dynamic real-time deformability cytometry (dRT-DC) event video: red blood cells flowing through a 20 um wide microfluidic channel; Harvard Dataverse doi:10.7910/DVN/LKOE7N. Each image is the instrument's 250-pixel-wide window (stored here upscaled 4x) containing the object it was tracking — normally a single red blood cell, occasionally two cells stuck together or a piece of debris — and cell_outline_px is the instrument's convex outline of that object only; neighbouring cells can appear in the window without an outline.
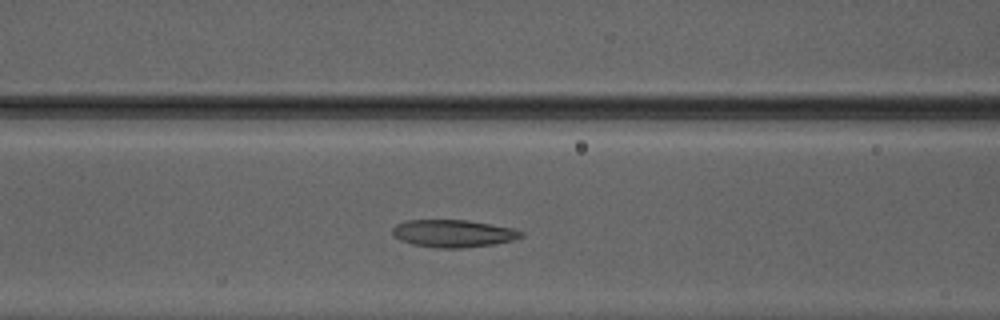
{"species": "Egyptian fruit bat (a non-hibernating species)", "species_latin": "Rousettus aegyptiacus", "temperature_condition": "warm", "stored_images_in_passage": 33, "camera_frame_rate_fps": 3000, "um_per_image_px": 0.085, "animal": {"sex": "male"}, "frame": {"image": 1, "passage_image": 12, "time_ms": 3.667, "image_size_px": [1000, 320], "cell_outline_px": [[524, 236], [512, 240], [496, 244], [460, 248], [436, 248], [412, 244], [400, 240], [392, 236], [392, 228], [396, 224], [408, 220], [468, 220], [512, 228], [524, 232]], "centroid_in_image_um": [38.51, 19.85], "position_along_channel_um": 128.1, "area_um2": 20.69}}
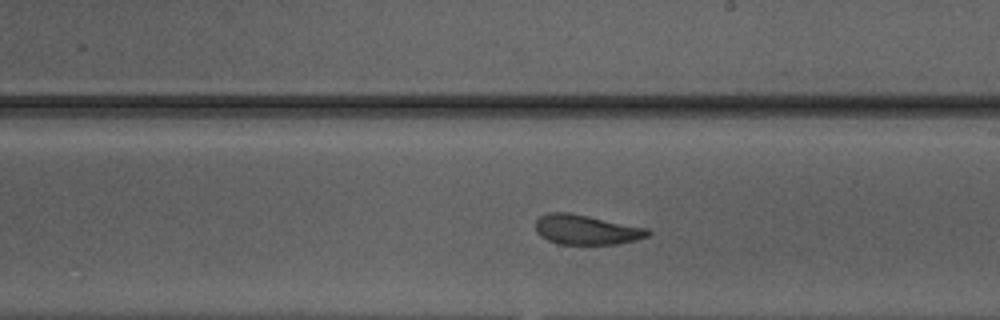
{"frame": {"image": 2, "passage_image": 20, "time_ms": 6.333, "image_size_px": [1000, 320], "cell_outline_px": [[652, 232], [648, 236], [636, 240], [616, 244], [560, 244], [548, 240], [540, 236], [536, 232], [536, 220], [540, 216], [548, 212], [568, 212], [648, 228]], "centroid_in_image_um": [49.83, 19.52], "position_along_channel_um": 239.2, "area_um2": 19.48}}
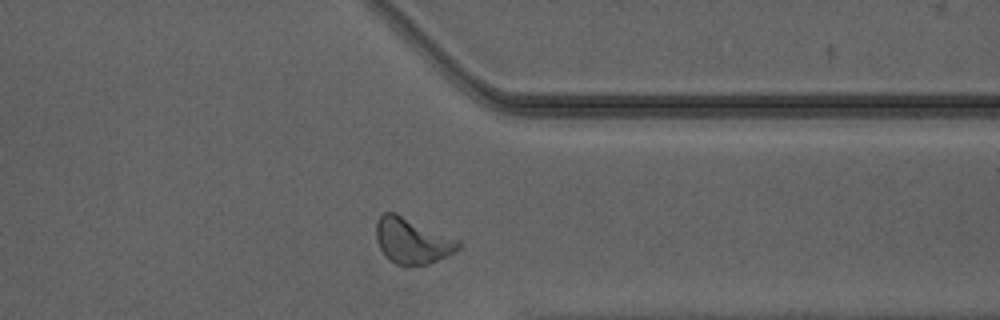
{"frame": {"image": 3, "passage_image": 30, "time_ms": 9.667, "image_size_px": [1000, 320], "cell_outline_px": [[460, 248], [448, 256], [428, 264], [408, 268], [396, 264], [388, 260], [384, 256], [376, 240], [376, 220], [384, 212], [396, 212], [460, 240]], "centroid_in_image_um": [35.02, 20.49], "position_along_channel_um": 376.4, "area_um2": 22.48}, "authors_computed_cell_mechanics": {"area_um2": 20.5768, "velocity_mm_per_s": 4.1811, "shape_relaxation_time_tau1_ms": 5.9615, "shape_relaxation_time_tau2_ms": 1.9286, "deformation_change_tau1": 0.1332, "deformation_change_tau2": 0.0809}}